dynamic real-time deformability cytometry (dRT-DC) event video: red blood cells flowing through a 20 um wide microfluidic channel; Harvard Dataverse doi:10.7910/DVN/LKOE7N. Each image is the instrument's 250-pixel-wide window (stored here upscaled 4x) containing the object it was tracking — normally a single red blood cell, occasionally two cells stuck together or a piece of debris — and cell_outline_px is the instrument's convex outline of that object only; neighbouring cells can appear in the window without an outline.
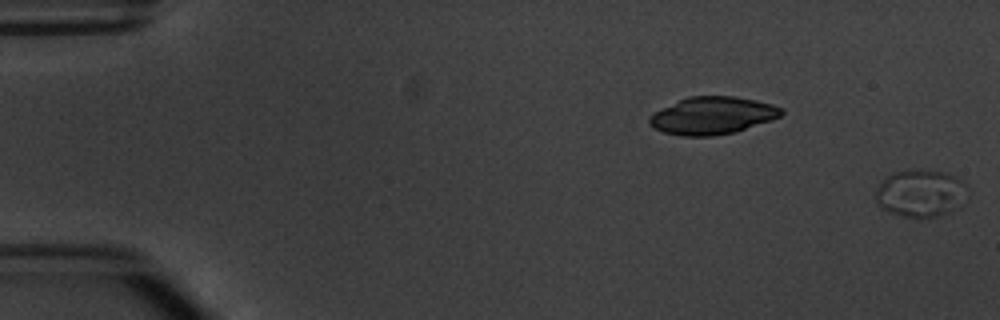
{"species": "common noctule bat (a hibernating species)", "species_latin": "Nyctalus noctula", "temperature_condition": "warm", "stored_images_in_passage": 5, "camera_frame_rate_fps": 3000, "um_per_image_px": 0.085, "animal": {"sex": "male", "body_mass_g": 20.1, "forearm_length_mm": 53.5}, "frame": {"image": 1, "passage_image": 1, "time_ms": 0.0, "image_size_px": [1000, 320], "cell_outline_px": [[972, 192], [960, 208], [952, 212], [936, 216], [900, 216], [888, 212], [880, 208], [876, 204], [872, 196], [876, 188], [892, 172], [912, 168], [920, 168], [944, 172], [956, 176], [968, 184]], "centroid_in_image_um": [78.3, 16.4], "position_along_channel_um": 6.7, "area_um2": 26.59}}
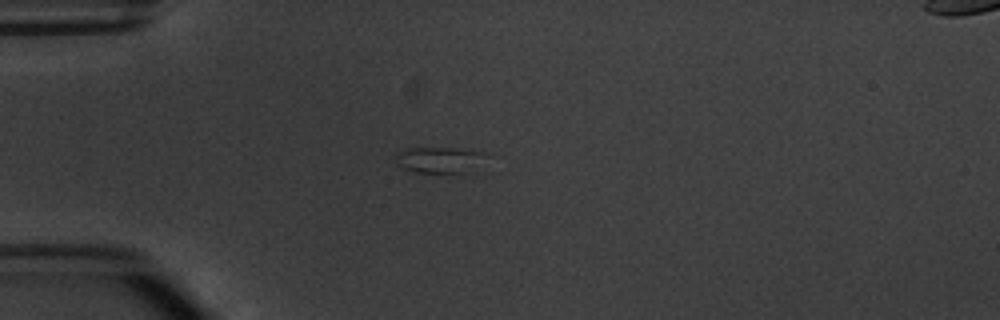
{"frame": {"image": 2, "passage_image": 5, "time_ms": 5.0, "image_size_px": [1000, 320], "cell_outline_px": [[476, 152], [460, 172], [416, 172], [404, 168], [396, 164], [396, 156], [400, 152], [408, 148], [452, 148]], "centroid_in_image_um": [36.89, 13.57], "position_along_channel_um": 48.1, "area_um2": 11.56}}